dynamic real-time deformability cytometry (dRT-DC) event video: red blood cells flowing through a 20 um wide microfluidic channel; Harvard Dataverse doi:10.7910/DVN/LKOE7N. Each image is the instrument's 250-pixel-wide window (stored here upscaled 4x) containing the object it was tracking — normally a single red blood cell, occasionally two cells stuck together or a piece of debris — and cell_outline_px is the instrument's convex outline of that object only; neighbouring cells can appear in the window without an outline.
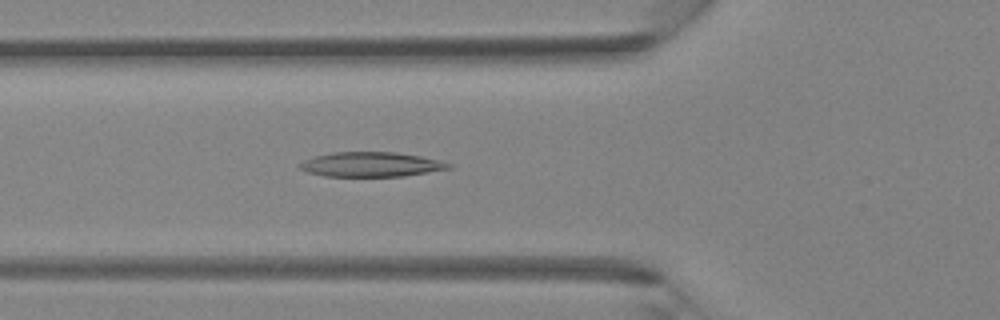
{"species": "Egyptian fruit bat (a non-hibernating species)", "species_latin": "Rousettus aegyptiacus", "temperature_condition": "room temperature", "stored_images_in_passage": 40, "camera_frame_rate_fps": 3000, "um_per_image_px": 0.085, "animal": {"sex": "female"}, "frame": {"image": 1, "passage_image": 14, "time_ms": 4.333, "image_size_px": [1000, 320], "cell_outline_px": [[452, 168], [404, 176], [324, 176], [308, 172], [300, 168], [296, 164], [304, 160], [316, 156], [332, 152], [396, 152], [420, 156], [452, 164]], "centroid_in_image_um": [31.51, 13.97], "position_along_channel_um": 94.3, "area_um2": 21.27}}
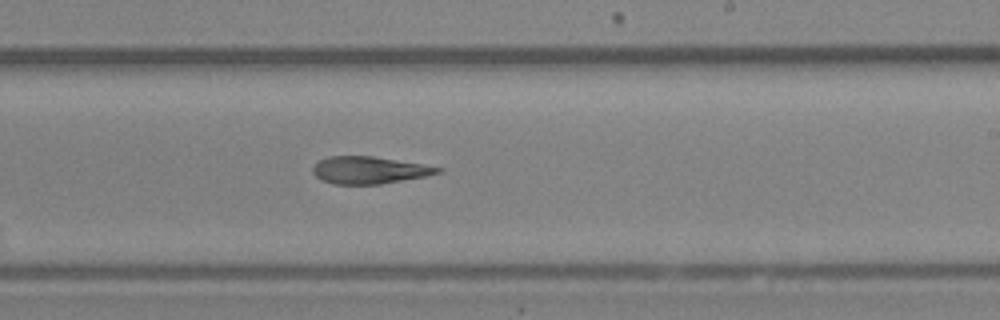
{"frame": {"image": 2, "passage_image": 24, "time_ms": 7.667, "image_size_px": [1000, 320], "cell_outline_px": [[444, 172], [424, 176], [380, 184], [336, 184], [324, 180], [316, 176], [312, 172], [312, 168], [320, 160], [328, 156], [376, 156], [444, 168]], "centroid_in_image_um": [31.41, 14.45], "position_along_channel_um": 257.6, "area_um2": 19.65}}
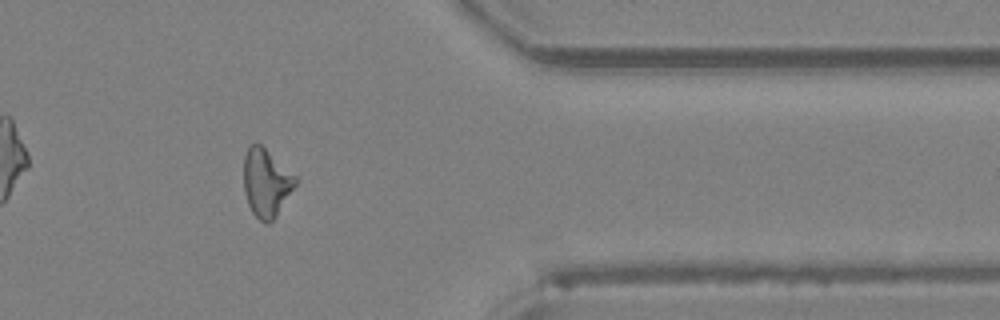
{"frame": {"image": 3, "passage_image": 33, "time_ms": 10.667, "image_size_px": [1000, 320], "cell_outline_px": [[300, 180], [276, 216], [268, 224], [264, 224], [252, 212], [248, 204], [244, 192], [244, 156], [248, 144], [260, 144], [296, 176]], "centroid_in_image_um": [22.63, 15.54], "position_along_channel_um": 388.8, "area_um2": 20.58}}